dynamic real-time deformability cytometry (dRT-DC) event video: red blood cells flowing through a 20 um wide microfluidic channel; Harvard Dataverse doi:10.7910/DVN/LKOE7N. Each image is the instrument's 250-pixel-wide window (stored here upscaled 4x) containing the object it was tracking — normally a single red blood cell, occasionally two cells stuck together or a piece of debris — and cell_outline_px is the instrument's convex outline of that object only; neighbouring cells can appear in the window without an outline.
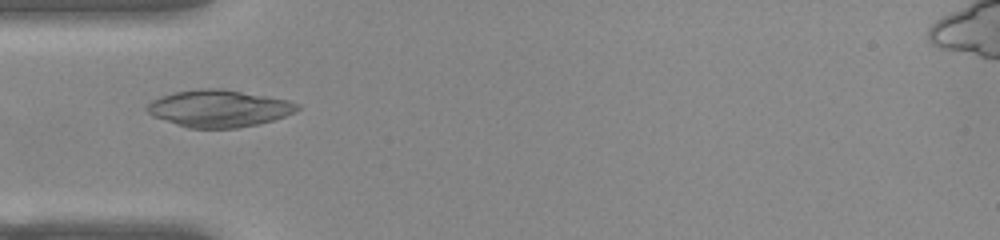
{"species": "common noctule bat (a hibernating species)", "species_latin": "Nyctalus noctula", "temperature_condition": "warm", "stored_images_in_passage": 37, "camera_frame_rate_fps": 3000, "um_per_image_px": 0.085, "animal": {"sex": "female", "body_mass_g": 22.0, "forearm_length_mm": 56.7}, "frame": {"image": 1, "passage_image": 1, "time_ms": 0.0, "image_size_px": [1000, 240], "cell_outline_px": [[300, 108], [296, 112], [260, 124], [236, 128], [188, 128], [152, 116], [144, 108], [152, 100], [160, 96], [176, 92], [200, 88], [220, 88], [288, 100], [300, 104]], "centroid_in_image_um": [18.6, 9.22], "position_along_channel_um": 66.4, "area_um2": 32.43}}
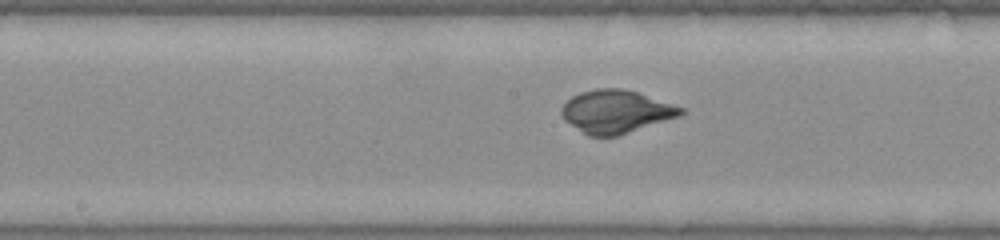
{"frame": {"image": 2, "passage_image": 11, "time_ms": 3.333, "image_size_px": [1000, 240], "cell_outline_px": [[684, 112], [680, 116], [616, 136], [588, 136], [564, 120], [560, 112], [560, 108], [572, 96], [580, 92], [596, 88], [620, 88], [636, 92], [684, 108]], "centroid_in_image_um": [52.32, 9.48], "position_along_channel_um": 195.9, "area_um2": 29.59}}
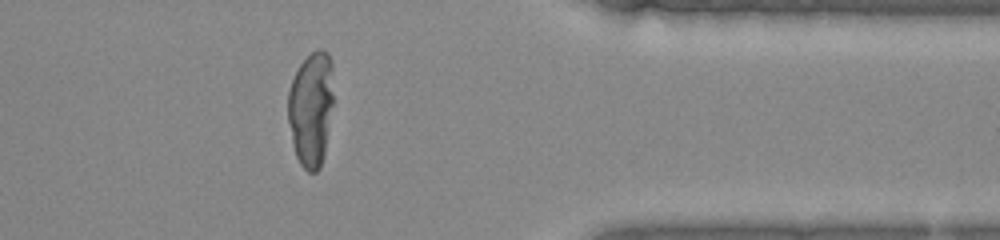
{"frame": {"image": 3, "passage_image": 27, "time_ms": 8.667, "image_size_px": [1000, 240], "cell_outline_px": [[332, 104], [324, 156], [320, 168], [316, 172], [308, 172], [300, 164], [296, 156], [292, 144], [288, 120], [288, 92], [292, 80], [300, 64], [316, 48], [324, 48], [328, 52], [332, 60]], "centroid_in_image_um": [26.43, 9.24], "position_along_channel_um": 385.0, "area_um2": 30.58}}